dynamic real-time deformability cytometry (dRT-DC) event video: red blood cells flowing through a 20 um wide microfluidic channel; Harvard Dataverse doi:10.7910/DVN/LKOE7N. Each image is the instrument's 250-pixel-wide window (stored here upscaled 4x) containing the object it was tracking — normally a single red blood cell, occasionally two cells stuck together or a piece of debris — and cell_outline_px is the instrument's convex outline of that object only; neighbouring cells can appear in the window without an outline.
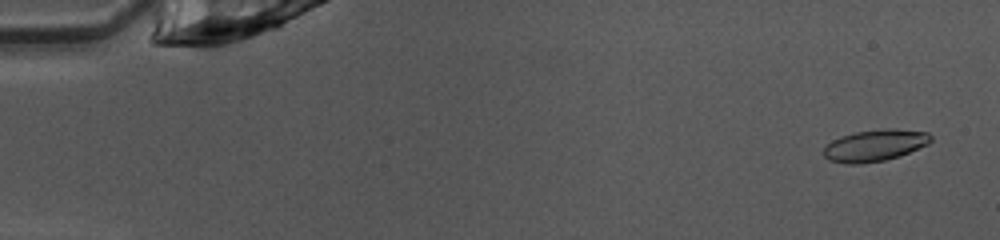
{"species": "common noctule bat (a hibernating species)", "species_latin": "Nyctalus noctula", "temperature_condition": "warm", "stored_images_in_passage": 50, "camera_frame_rate_fps": 3000, "um_per_image_px": 0.085, "animal": {"sex": "female", "body_mass_g": 10.0, "forearm_length_mm": 53.1}, "frame": {"image": 1, "passage_image": 3, "time_ms": 0.667, "image_size_px": [1000, 240], "cell_outline_px": [[932, 140], [928, 144], [900, 156], [884, 160], [860, 164], [844, 164], [828, 160], [824, 156], [824, 148], [832, 140], [840, 136], [856, 132], [888, 128], [896, 128], [928, 132], [932, 136]], "centroid_in_image_um": [74.37, 12.36], "position_along_channel_um": 10.6, "area_um2": 19.88}}
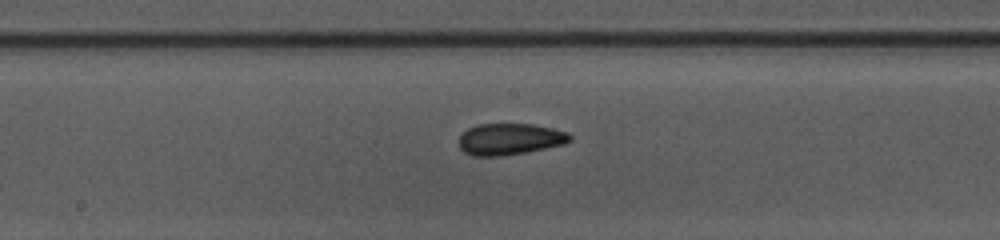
{"frame": {"image": 2, "passage_image": 27, "time_ms": 8.667, "image_size_px": [1000, 240], "cell_outline_px": [[572, 140], [564, 144], [524, 152], [500, 156], [472, 156], [464, 152], [460, 148], [460, 136], [468, 128], [476, 124], [532, 124], [552, 128], [568, 132], [572, 136]], "centroid_in_image_um": [43.34, 11.82], "position_along_channel_um": 204.9, "area_um2": 20.29}}
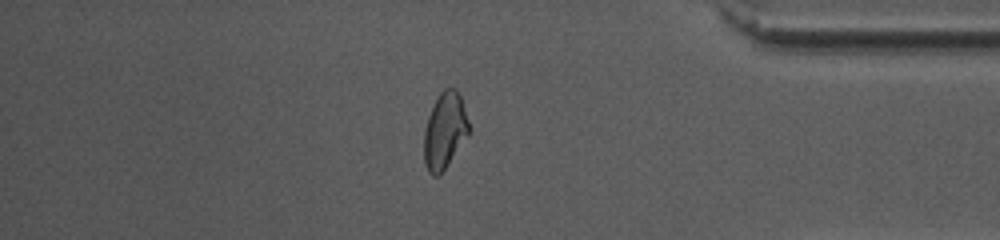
{"frame": {"image": 3, "passage_image": 43, "time_ms": 14.0, "image_size_px": [1000, 240], "cell_outline_px": [[472, 128], [468, 136], [440, 176], [432, 176], [428, 172], [424, 164], [424, 132], [428, 116], [440, 92], [444, 88], [456, 88], [460, 96]], "centroid_in_image_um": [37.82, 11.14], "position_along_channel_um": 397.4, "area_um2": 20.23}, "authors_computed_cell_mechanics": {"area_um2": 19.8543, "velocity_mm_per_s": 4.0517, "shape_relaxation_time_tau1_ms": null, "shape_relaxation_time_tau2_ms": 1.9907, "deformation_change_tau1": null, "deformation_change_tau2": 0.0807}}